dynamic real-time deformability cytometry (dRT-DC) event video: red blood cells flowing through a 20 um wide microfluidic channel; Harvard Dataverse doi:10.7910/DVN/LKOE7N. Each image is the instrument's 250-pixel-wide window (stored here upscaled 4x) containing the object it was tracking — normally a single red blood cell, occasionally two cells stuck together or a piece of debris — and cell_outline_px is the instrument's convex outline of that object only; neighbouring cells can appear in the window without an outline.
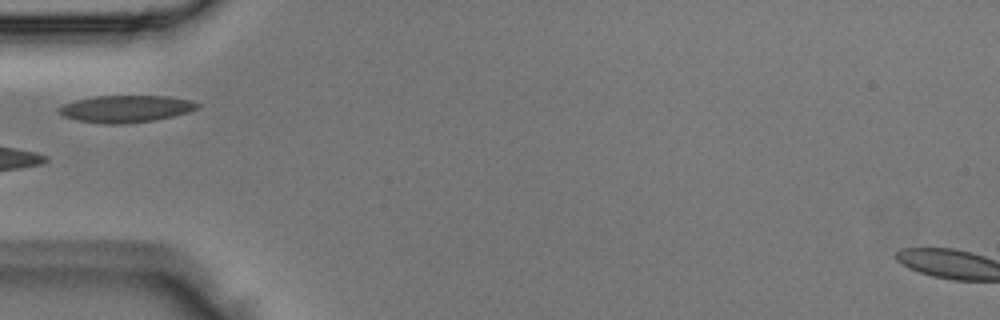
{"species": "Egyptian fruit bat (a non-hibernating species)", "species_latin": "Rousettus aegyptiacus", "temperature_condition": "room temperature", "stored_images_in_passage": 3, "camera_frame_rate_fps": 3000, "um_per_image_px": 0.085, "animal": {"sex": "male"}, "frame": {"image": 1, "passage_image": 3, "time_ms": 0.667, "image_size_px": [1000, 320], "cell_outline_px": [[200, 108], [188, 112], [172, 116], [152, 120], [124, 124], [108, 124], [76, 120], [64, 116], [56, 112], [56, 108], [64, 104], [76, 100], [96, 96], [168, 96], [192, 100], [200, 104]], "centroid_in_image_um": [10.69, 9.24], "position_along_channel_um": 74.3, "area_um2": 21.85}}